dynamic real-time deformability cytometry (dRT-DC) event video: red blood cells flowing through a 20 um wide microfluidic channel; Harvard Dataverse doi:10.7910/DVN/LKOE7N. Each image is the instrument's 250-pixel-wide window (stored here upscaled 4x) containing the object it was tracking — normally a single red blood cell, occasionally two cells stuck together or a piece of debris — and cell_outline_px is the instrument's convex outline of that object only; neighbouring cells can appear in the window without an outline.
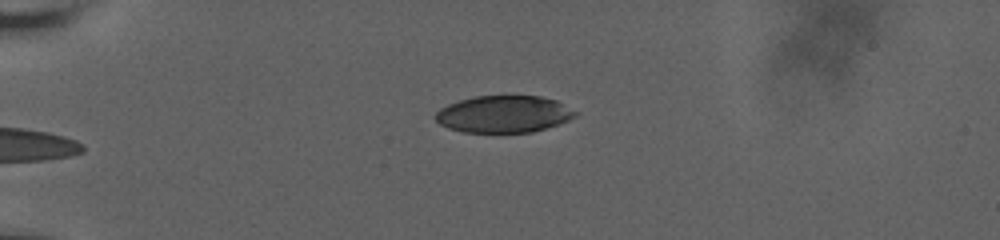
{"species": "human", "species_latin": "Homo sapiens", "temperature_condition": "room temperature", "stored_images_in_passage": 7, "camera_frame_rate_fps": 3000, "um_per_image_px": 0.085, "donor": {"sex": "male"}, "frame": {"image": 1, "passage_image": 4, "time_ms": 1.0, "image_size_px": [1000, 240], "cell_outline_px": [[580, 112], [576, 116], [568, 120], [532, 132], [464, 132], [448, 128], [440, 124], [436, 120], [436, 112], [440, 108], [448, 104], [472, 96], [540, 96], [556, 100]], "centroid_in_image_um": [42.83, 9.69], "position_along_channel_um": 42.2, "area_um2": 30.06}}